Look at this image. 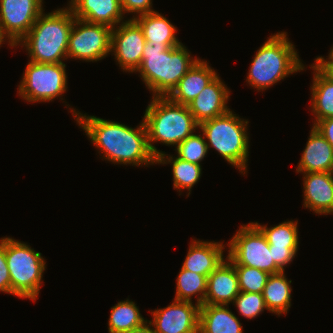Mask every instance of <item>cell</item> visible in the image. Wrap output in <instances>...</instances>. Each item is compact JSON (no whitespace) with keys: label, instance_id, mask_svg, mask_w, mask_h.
Returning <instances> with one entry per match:
<instances>
[{"label":"cell","instance_id":"cell-23","mask_svg":"<svg viewBox=\"0 0 333 333\" xmlns=\"http://www.w3.org/2000/svg\"><path fill=\"white\" fill-rule=\"evenodd\" d=\"M142 28L146 42L151 45L177 47L182 43L176 37L175 26L158 11L133 18Z\"/></svg>","mask_w":333,"mask_h":333},{"label":"cell","instance_id":"cell-20","mask_svg":"<svg viewBox=\"0 0 333 333\" xmlns=\"http://www.w3.org/2000/svg\"><path fill=\"white\" fill-rule=\"evenodd\" d=\"M225 247L223 242L193 239L182 268L208 277L224 260Z\"/></svg>","mask_w":333,"mask_h":333},{"label":"cell","instance_id":"cell-4","mask_svg":"<svg viewBox=\"0 0 333 333\" xmlns=\"http://www.w3.org/2000/svg\"><path fill=\"white\" fill-rule=\"evenodd\" d=\"M267 38L254 55L246 77V82L260 92L305 69L287 32Z\"/></svg>","mask_w":333,"mask_h":333},{"label":"cell","instance_id":"cell-14","mask_svg":"<svg viewBox=\"0 0 333 333\" xmlns=\"http://www.w3.org/2000/svg\"><path fill=\"white\" fill-rule=\"evenodd\" d=\"M226 86L218 74L188 104L190 112L199 125L202 122L222 116L230 111L229 106H227L230 91Z\"/></svg>","mask_w":333,"mask_h":333},{"label":"cell","instance_id":"cell-29","mask_svg":"<svg viewBox=\"0 0 333 333\" xmlns=\"http://www.w3.org/2000/svg\"><path fill=\"white\" fill-rule=\"evenodd\" d=\"M174 150L180 159L201 165L200 162L204 160L209 149L204 134L193 133L178 144Z\"/></svg>","mask_w":333,"mask_h":333},{"label":"cell","instance_id":"cell-9","mask_svg":"<svg viewBox=\"0 0 333 333\" xmlns=\"http://www.w3.org/2000/svg\"><path fill=\"white\" fill-rule=\"evenodd\" d=\"M228 246V258L234 265H245L269 274L282 272L276 265L267 238L253 223L249 222L236 231Z\"/></svg>","mask_w":333,"mask_h":333},{"label":"cell","instance_id":"cell-37","mask_svg":"<svg viewBox=\"0 0 333 333\" xmlns=\"http://www.w3.org/2000/svg\"><path fill=\"white\" fill-rule=\"evenodd\" d=\"M327 57L328 58L325 59L322 56H318L315 60L318 63H333V47L330 49V53H329V55Z\"/></svg>","mask_w":333,"mask_h":333},{"label":"cell","instance_id":"cell-34","mask_svg":"<svg viewBox=\"0 0 333 333\" xmlns=\"http://www.w3.org/2000/svg\"><path fill=\"white\" fill-rule=\"evenodd\" d=\"M269 249H272V259L275 265L282 272H285V266L287 267V264H290L294 260L299 248H273V245H269Z\"/></svg>","mask_w":333,"mask_h":333},{"label":"cell","instance_id":"cell-33","mask_svg":"<svg viewBox=\"0 0 333 333\" xmlns=\"http://www.w3.org/2000/svg\"><path fill=\"white\" fill-rule=\"evenodd\" d=\"M0 292L12 294L10 273L5 256V237L0 238Z\"/></svg>","mask_w":333,"mask_h":333},{"label":"cell","instance_id":"cell-18","mask_svg":"<svg viewBox=\"0 0 333 333\" xmlns=\"http://www.w3.org/2000/svg\"><path fill=\"white\" fill-rule=\"evenodd\" d=\"M296 172H333V147L314 126Z\"/></svg>","mask_w":333,"mask_h":333},{"label":"cell","instance_id":"cell-21","mask_svg":"<svg viewBox=\"0 0 333 333\" xmlns=\"http://www.w3.org/2000/svg\"><path fill=\"white\" fill-rule=\"evenodd\" d=\"M310 67L314 70L310 107L315 125L319 120L333 117V77L316 60Z\"/></svg>","mask_w":333,"mask_h":333},{"label":"cell","instance_id":"cell-24","mask_svg":"<svg viewBox=\"0 0 333 333\" xmlns=\"http://www.w3.org/2000/svg\"><path fill=\"white\" fill-rule=\"evenodd\" d=\"M291 282L284 272L271 274L263 290V298L269 312L278 316L286 314L291 307Z\"/></svg>","mask_w":333,"mask_h":333},{"label":"cell","instance_id":"cell-5","mask_svg":"<svg viewBox=\"0 0 333 333\" xmlns=\"http://www.w3.org/2000/svg\"><path fill=\"white\" fill-rule=\"evenodd\" d=\"M143 121L150 150L156 158L163 152L157 150L153 143L177 146L199 129L188 105L175 103L168 97H152Z\"/></svg>","mask_w":333,"mask_h":333},{"label":"cell","instance_id":"cell-36","mask_svg":"<svg viewBox=\"0 0 333 333\" xmlns=\"http://www.w3.org/2000/svg\"><path fill=\"white\" fill-rule=\"evenodd\" d=\"M125 333H154V330H153L152 325L149 322H146L144 325H142L138 328L132 329Z\"/></svg>","mask_w":333,"mask_h":333},{"label":"cell","instance_id":"cell-3","mask_svg":"<svg viewBox=\"0 0 333 333\" xmlns=\"http://www.w3.org/2000/svg\"><path fill=\"white\" fill-rule=\"evenodd\" d=\"M75 16L67 6L39 15L29 32L16 44L28 51L35 63H62L67 60V47Z\"/></svg>","mask_w":333,"mask_h":333},{"label":"cell","instance_id":"cell-11","mask_svg":"<svg viewBox=\"0 0 333 333\" xmlns=\"http://www.w3.org/2000/svg\"><path fill=\"white\" fill-rule=\"evenodd\" d=\"M43 0H0V28L8 45L16 44L29 32L44 11Z\"/></svg>","mask_w":333,"mask_h":333},{"label":"cell","instance_id":"cell-1","mask_svg":"<svg viewBox=\"0 0 333 333\" xmlns=\"http://www.w3.org/2000/svg\"><path fill=\"white\" fill-rule=\"evenodd\" d=\"M69 109L72 115L93 145L103 154L105 160L117 164L149 166L156 163L147 137L144 121L136 128L125 124L108 121L96 116H87L75 109Z\"/></svg>","mask_w":333,"mask_h":333},{"label":"cell","instance_id":"cell-19","mask_svg":"<svg viewBox=\"0 0 333 333\" xmlns=\"http://www.w3.org/2000/svg\"><path fill=\"white\" fill-rule=\"evenodd\" d=\"M208 64L199 59L167 97L175 103L188 105L218 75Z\"/></svg>","mask_w":333,"mask_h":333},{"label":"cell","instance_id":"cell-35","mask_svg":"<svg viewBox=\"0 0 333 333\" xmlns=\"http://www.w3.org/2000/svg\"><path fill=\"white\" fill-rule=\"evenodd\" d=\"M333 147V117L319 120L313 125Z\"/></svg>","mask_w":333,"mask_h":333},{"label":"cell","instance_id":"cell-30","mask_svg":"<svg viewBox=\"0 0 333 333\" xmlns=\"http://www.w3.org/2000/svg\"><path fill=\"white\" fill-rule=\"evenodd\" d=\"M242 292L263 293L264 287L271 274L257 268L245 265H234Z\"/></svg>","mask_w":333,"mask_h":333},{"label":"cell","instance_id":"cell-16","mask_svg":"<svg viewBox=\"0 0 333 333\" xmlns=\"http://www.w3.org/2000/svg\"><path fill=\"white\" fill-rule=\"evenodd\" d=\"M303 174L304 207L316 214H333V172Z\"/></svg>","mask_w":333,"mask_h":333},{"label":"cell","instance_id":"cell-22","mask_svg":"<svg viewBox=\"0 0 333 333\" xmlns=\"http://www.w3.org/2000/svg\"><path fill=\"white\" fill-rule=\"evenodd\" d=\"M239 318L228 305L200 306L198 333H243Z\"/></svg>","mask_w":333,"mask_h":333},{"label":"cell","instance_id":"cell-10","mask_svg":"<svg viewBox=\"0 0 333 333\" xmlns=\"http://www.w3.org/2000/svg\"><path fill=\"white\" fill-rule=\"evenodd\" d=\"M112 28L75 18L70 32L67 59L97 62L110 54Z\"/></svg>","mask_w":333,"mask_h":333},{"label":"cell","instance_id":"cell-28","mask_svg":"<svg viewBox=\"0 0 333 333\" xmlns=\"http://www.w3.org/2000/svg\"><path fill=\"white\" fill-rule=\"evenodd\" d=\"M253 223L262 231L268 244L273 245V248H299L298 220L284 221L270 228L258 222Z\"/></svg>","mask_w":333,"mask_h":333},{"label":"cell","instance_id":"cell-26","mask_svg":"<svg viewBox=\"0 0 333 333\" xmlns=\"http://www.w3.org/2000/svg\"><path fill=\"white\" fill-rule=\"evenodd\" d=\"M148 320L142 317L135 302L127 299L111 307L109 333H125L144 325Z\"/></svg>","mask_w":333,"mask_h":333},{"label":"cell","instance_id":"cell-6","mask_svg":"<svg viewBox=\"0 0 333 333\" xmlns=\"http://www.w3.org/2000/svg\"><path fill=\"white\" fill-rule=\"evenodd\" d=\"M248 123V120L241 119L230 110L222 116L202 122L198 129L204 134L208 149L213 147L242 175L247 173L249 158Z\"/></svg>","mask_w":333,"mask_h":333},{"label":"cell","instance_id":"cell-7","mask_svg":"<svg viewBox=\"0 0 333 333\" xmlns=\"http://www.w3.org/2000/svg\"><path fill=\"white\" fill-rule=\"evenodd\" d=\"M5 256L10 273L11 290L20 299H38L46 261L27 243L5 237Z\"/></svg>","mask_w":333,"mask_h":333},{"label":"cell","instance_id":"cell-2","mask_svg":"<svg viewBox=\"0 0 333 333\" xmlns=\"http://www.w3.org/2000/svg\"><path fill=\"white\" fill-rule=\"evenodd\" d=\"M186 48L183 43L169 48L145 43L142 62L134 73L139 72L152 97H167L200 59L191 57V52Z\"/></svg>","mask_w":333,"mask_h":333},{"label":"cell","instance_id":"cell-39","mask_svg":"<svg viewBox=\"0 0 333 333\" xmlns=\"http://www.w3.org/2000/svg\"><path fill=\"white\" fill-rule=\"evenodd\" d=\"M8 40L2 33L1 28H0V46L6 41Z\"/></svg>","mask_w":333,"mask_h":333},{"label":"cell","instance_id":"cell-38","mask_svg":"<svg viewBox=\"0 0 333 333\" xmlns=\"http://www.w3.org/2000/svg\"><path fill=\"white\" fill-rule=\"evenodd\" d=\"M333 77V63H319Z\"/></svg>","mask_w":333,"mask_h":333},{"label":"cell","instance_id":"cell-8","mask_svg":"<svg viewBox=\"0 0 333 333\" xmlns=\"http://www.w3.org/2000/svg\"><path fill=\"white\" fill-rule=\"evenodd\" d=\"M66 64L28 61L18 89V96L27 102H50L66 92Z\"/></svg>","mask_w":333,"mask_h":333},{"label":"cell","instance_id":"cell-27","mask_svg":"<svg viewBox=\"0 0 333 333\" xmlns=\"http://www.w3.org/2000/svg\"><path fill=\"white\" fill-rule=\"evenodd\" d=\"M207 279V276L181 267L176 280V295L174 299L192 302V296L197 295L196 304L202 306L206 297Z\"/></svg>","mask_w":333,"mask_h":333},{"label":"cell","instance_id":"cell-32","mask_svg":"<svg viewBox=\"0 0 333 333\" xmlns=\"http://www.w3.org/2000/svg\"><path fill=\"white\" fill-rule=\"evenodd\" d=\"M152 5V0H121V7L124 15L126 13H136V15H133V18L142 14L154 12L155 10L152 9Z\"/></svg>","mask_w":333,"mask_h":333},{"label":"cell","instance_id":"cell-15","mask_svg":"<svg viewBox=\"0 0 333 333\" xmlns=\"http://www.w3.org/2000/svg\"><path fill=\"white\" fill-rule=\"evenodd\" d=\"M240 293L234 264L227 258L212 271L207 279L204 304L229 305Z\"/></svg>","mask_w":333,"mask_h":333},{"label":"cell","instance_id":"cell-25","mask_svg":"<svg viewBox=\"0 0 333 333\" xmlns=\"http://www.w3.org/2000/svg\"><path fill=\"white\" fill-rule=\"evenodd\" d=\"M156 163L172 164L173 188L179 192L182 189L188 190L187 196L191 194V188L199 181L202 174L201 165L184 161L179 157L165 154L163 152L156 158Z\"/></svg>","mask_w":333,"mask_h":333},{"label":"cell","instance_id":"cell-12","mask_svg":"<svg viewBox=\"0 0 333 333\" xmlns=\"http://www.w3.org/2000/svg\"><path fill=\"white\" fill-rule=\"evenodd\" d=\"M145 43L142 28L132 17L112 28L110 52L123 72L133 73L138 69Z\"/></svg>","mask_w":333,"mask_h":333},{"label":"cell","instance_id":"cell-17","mask_svg":"<svg viewBox=\"0 0 333 333\" xmlns=\"http://www.w3.org/2000/svg\"><path fill=\"white\" fill-rule=\"evenodd\" d=\"M68 4L75 18L89 23L115 28L126 21L123 20L121 0H71Z\"/></svg>","mask_w":333,"mask_h":333},{"label":"cell","instance_id":"cell-13","mask_svg":"<svg viewBox=\"0 0 333 333\" xmlns=\"http://www.w3.org/2000/svg\"><path fill=\"white\" fill-rule=\"evenodd\" d=\"M200 306L193 302L173 300L167 307L151 311L154 333H198Z\"/></svg>","mask_w":333,"mask_h":333},{"label":"cell","instance_id":"cell-31","mask_svg":"<svg viewBox=\"0 0 333 333\" xmlns=\"http://www.w3.org/2000/svg\"><path fill=\"white\" fill-rule=\"evenodd\" d=\"M232 303L236 305L239 314L248 319L257 317L264 309L267 310L262 293L240 291Z\"/></svg>","mask_w":333,"mask_h":333}]
</instances>
